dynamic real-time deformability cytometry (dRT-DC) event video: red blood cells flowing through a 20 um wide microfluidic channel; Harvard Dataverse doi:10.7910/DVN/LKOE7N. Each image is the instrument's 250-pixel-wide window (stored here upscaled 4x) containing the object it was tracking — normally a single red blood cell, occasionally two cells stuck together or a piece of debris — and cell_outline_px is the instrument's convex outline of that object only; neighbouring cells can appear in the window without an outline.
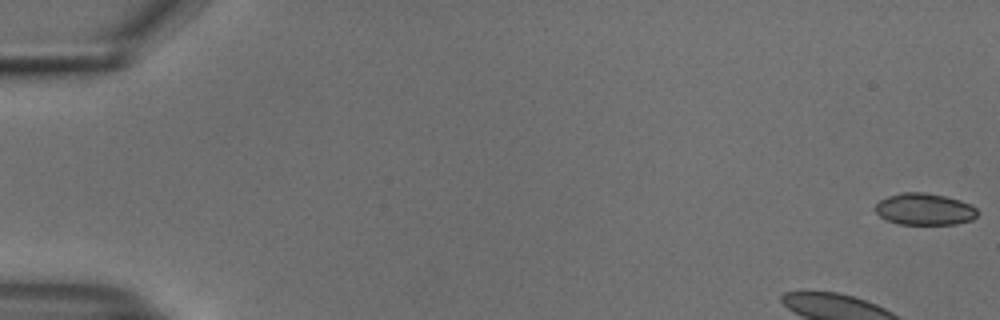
{"species": "common noctule bat (a hibernating species)", "species_latin": "Nyctalus noctula", "temperature_condition": "cold", "stored_images_in_passage": 53, "camera_frame_rate_fps": 3000, "um_per_image_px": 0.085, "animal": {"sex": "male", "body_mass_g": 18.8}, "frame": {"image": 1, "passage_image": 1, "time_ms": 0.0, "image_size_px": [1000, 320], "cell_outline_px": [[980, 212], [972, 220], [956, 224], [900, 224], [884, 220], [872, 208], [880, 200], [888, 196], [900, 192], [924, 192], [944, 196], [960, 200], [972, 204]], "centroid_in_image_um": [78.58, 17.78], "position_along_channel_um": 6.4, "area_um2": 19.19}}
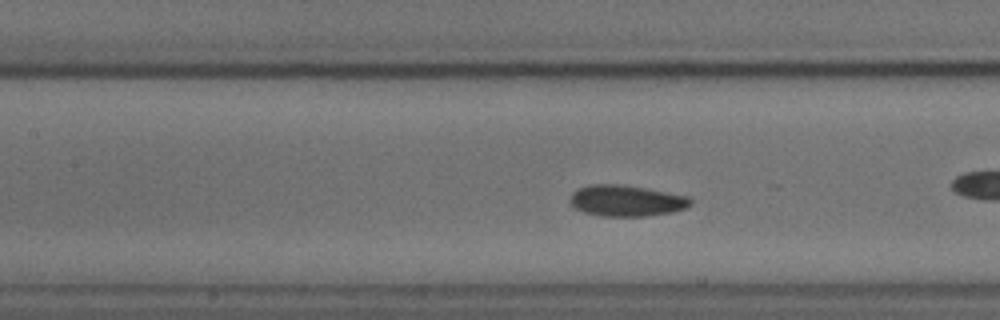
{"frame": {"image": 2, "passage_image": 23, "time_ms": 7.333, "image_size_px": [1000, 320], "cell_outline_px": [[692, 204], [684, 208], [672, 212], [648, 216], [600, 216], [584, 212], [576, 208], [568, 200], [572, 192], [576, 188], [592, 184], [616, 184], [644, 188], [688, 196], [692, 200]], "centroid_in_image_um": [53.21, 17.06], "position_along_channel_um": 154.2, "area_um2": 21.85}, "authors_computed_cell_mechanics": {"area_um2": 21.4438, "velocity_mm_per_s": 3.7092, "shape_relaxation_time_tau1_ms": 4.0152, "shape_relaxation_time_tau2_ms": 2.3168, "deformation_change_tau1": 0.0893, "deformation_change_tau2": 0.0626}}